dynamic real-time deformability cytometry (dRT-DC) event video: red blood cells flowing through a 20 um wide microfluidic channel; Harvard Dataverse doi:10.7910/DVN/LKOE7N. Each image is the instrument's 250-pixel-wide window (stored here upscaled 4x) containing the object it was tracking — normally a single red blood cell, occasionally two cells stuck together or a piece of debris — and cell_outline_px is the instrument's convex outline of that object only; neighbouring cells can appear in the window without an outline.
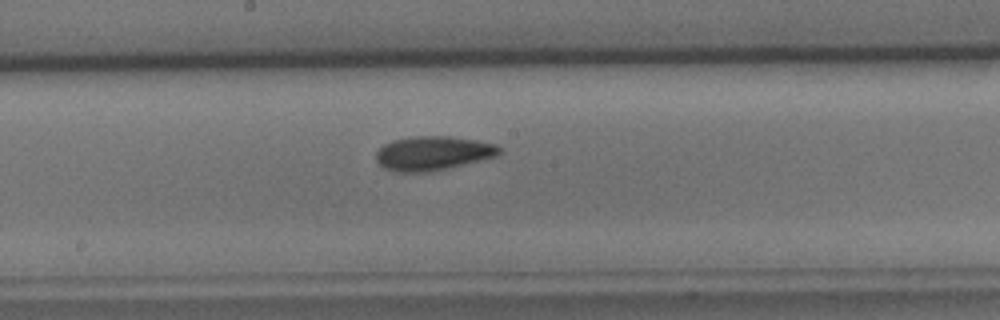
{"species": "common noctule bat (a hibernating species)", "species_latin": "Nyctalus noctula", "temperature_condition": "cold", "stored_images_in_passage": 38, "camera_frame_rate_fps": 3000, "um_per_image_px": 0.085, "animal": {"sex": "male", "body_mass_g": 15.6}, "frame": {"image": 1, "passage_image": 24, "time_ms": 7.667, "image_size_px": [1000, 320], "cell_outline_px": [[500, 152], [496, 156], [448, 168], [428, 172], [396, 172], [384, 168], [376, 160], [376, 152], [384, 144], [392, 140], [416, 136], [448, 136], [476, 140], [496, 144], [500, 148]], "centroid_in_image_um": [36.77, 13.02], "position_along_channel_um": 211.4, "area_um2": 24.39}}
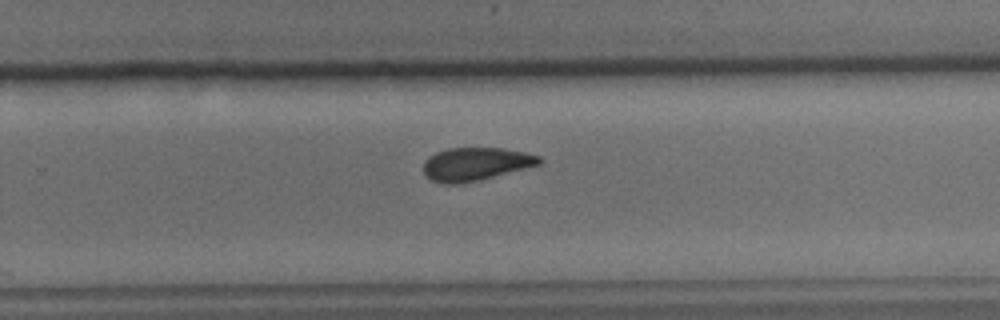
{"frame": {"image": 2, "passage_image": 30, "time_ms": 9.667, "image_size_px": [1000, 320], "cell_outline_px": [[544, 160], [540, 164], [476, 180], [452, 184], [444, 184], [432, 180], [424, 172], [424, 160], [428, 156], [436, 152], [448, 148], [504, 148], [524, 152], [540, 156]], "centroid_in_image_um": [40.42, 13.91], "position_along_channel_um": 289.4, "area_um2": 21.96}}
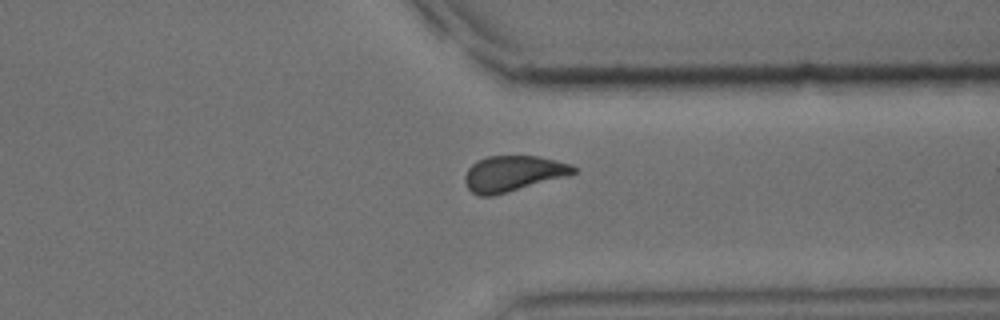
{"frame": {"image": 3, "passage_image": 36, "time_ms": 11.667, "image_size_px": [1000, 320], "cell_outline_px": [[576, 172], [568, 176], [508, 192], [492, 196], [480, 196], [472, 192], [468, 188], [464, 180], [464, 176], [468, 168], [476, 160], [488, 156], [536, 156], [556, 160], [572, 164], [576, 168]], "centroid_in_image_um": [43.6, 14.75], "position_along_channel_um": 367.8, "area_um2": 22.66}}